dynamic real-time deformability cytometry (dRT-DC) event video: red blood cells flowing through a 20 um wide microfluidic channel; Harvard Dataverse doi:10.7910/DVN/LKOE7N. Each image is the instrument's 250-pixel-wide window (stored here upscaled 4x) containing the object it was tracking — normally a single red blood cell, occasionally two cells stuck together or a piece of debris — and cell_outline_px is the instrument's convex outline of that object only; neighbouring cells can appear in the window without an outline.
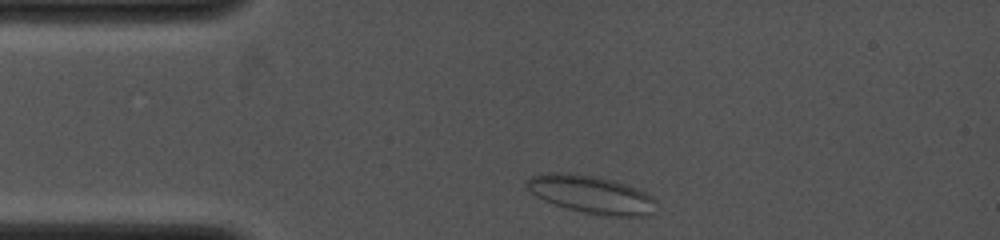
{"species": "common noctule bat (a hibernating species)", "species_latin": "Nyctalus noctula", "temperature_condition": "cold", "stored_images_in_passage": 5, "camera_frame_rate_fps": 4000, "um_per_image_px": 0.085, "animal": {"sex": "female", "body_mass_g": 19.0, "forearm_length_mm": 53.3}, "frame": {"image": 1, "passage_image": 1, "time_ms": 0.0, "image_size_px": [1000, 240], "cell_outline_px": [[656, 200], [652, 212], [648, 216], [608, 216], [584, 212], [568, 208], [544, 200], [536, 196], [524, 184], [524, 180], [540, 172], [568, 172], [596, 176], [612, 180], [636, 188], [652, 196]], "centroid_in_image_um": [50.21, 16.51], "position_along_channel_um": 34.8, "area_um2": 28.5}}
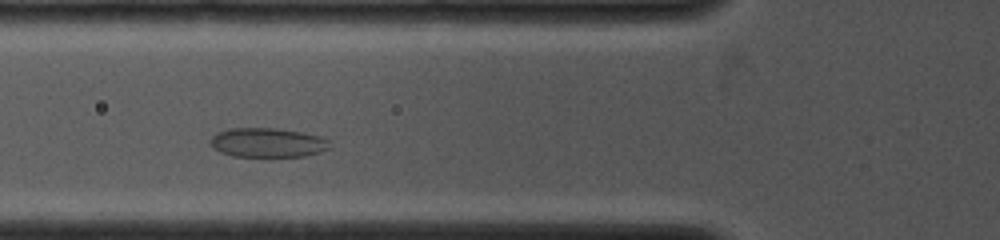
{"frame": {"image": 2, "passage_image": 4, "time_ms": 2.25, "image_size_px": [1000, 240], "cell_outline_px": [[328, 148], [320, 152], [308, 156], [232, 156], [220, 152], [212, 148], [212, 136], [216, 132], [228, 128], [276, 128], [300, 132], [320, 136], [328, 140]], "centroid_in_image_um": [22.71, 12.12], "position_along_channel_um": 103.1, "area_um2": 20.29}}
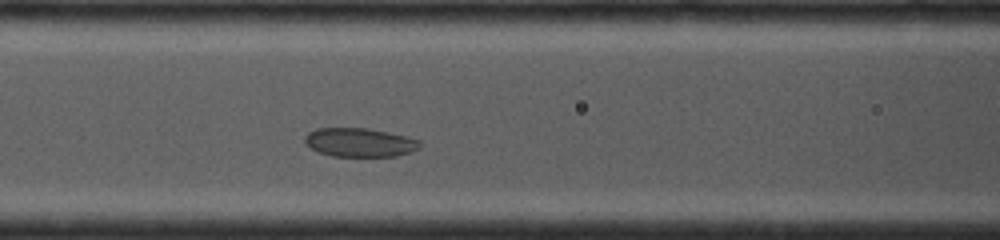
{"frame": {"image": 3, "passage_image": 5, "time_ms": 3.0, "image_size_px": [1000, 240], "cell_outline_px": [[420, 148], [396, 156], [332, 156], [316, 152], [304, 144], [304, 136], [308, 132], [316, 128], [368, 128], [408, 136], [420, 140]], "centroid_in_image_um": [30.53, 12.1], "position_along_channel_um": 136.1, "area_um2": 19.54}}